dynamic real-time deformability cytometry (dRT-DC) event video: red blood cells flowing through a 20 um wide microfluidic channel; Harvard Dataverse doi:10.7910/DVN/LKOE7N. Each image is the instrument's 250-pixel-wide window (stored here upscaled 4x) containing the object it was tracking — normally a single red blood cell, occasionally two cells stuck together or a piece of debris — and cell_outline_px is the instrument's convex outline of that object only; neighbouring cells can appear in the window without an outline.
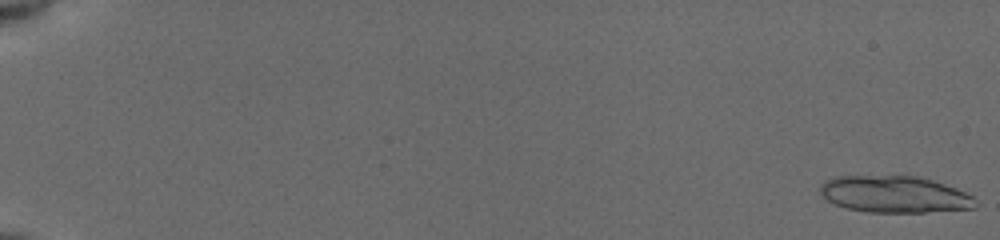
{"species": "common noctule bat (a hibernating species)", "species_latin": "Nyctalus noctula", "temperature_condition": "cold", "stored_images_in_passage": 55, "segment_of_instrument_passage": [1, 2], "camera_frame_rate_fps": 3000, "um_per_image_px": 0.085, "animal": {"sex": "female", "body_mass_g": 19.5, "forearm_length_mm": 54.1}, "frame": {"image": 1, "passage_image": 1, "time_ms": 0.0, "image_size_px": [1000, 240], "cell_outline_px": [[980, 204], [976, 208], [924, 212], [868, 212], [844, 208], [828, 200], [820, 192], [820, 184], [824, 180], [836, 176], [916, 176], [932, 180], [956, 188], [972, 196]], "centroid_in_image_um": [76.04, 16.52], "position_along_channel_um": 9.0, "area_um2": 33.29}}